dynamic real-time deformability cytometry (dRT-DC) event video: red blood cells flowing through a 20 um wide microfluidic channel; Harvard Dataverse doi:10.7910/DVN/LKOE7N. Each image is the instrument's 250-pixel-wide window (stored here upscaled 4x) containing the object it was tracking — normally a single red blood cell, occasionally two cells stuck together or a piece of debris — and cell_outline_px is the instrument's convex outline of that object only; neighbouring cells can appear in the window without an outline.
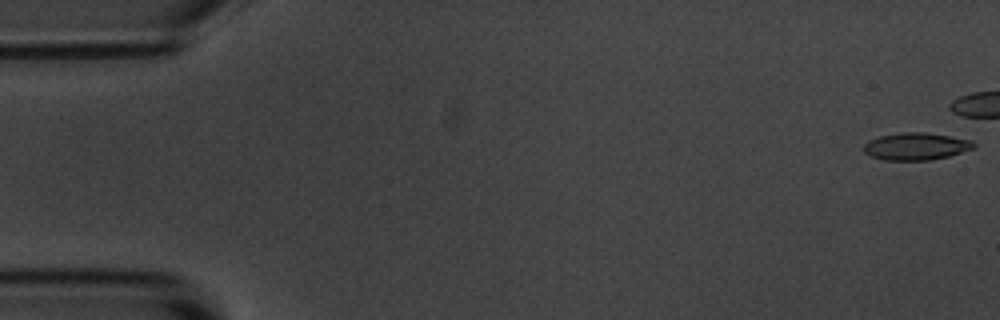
{"species": "common noctule bat (a hibernating species)", "species_latin": "Nyctalus noctula", "temperature_condition": "room temperature", "stored_images_in_passage": 43, "camera_frame_rate_fps": 3000, "um_per_image_px": 0.085, "animal": {"sex": "male", "body_mass_g": 20.1, "forearm_length_mm": 53.5}, "frame": {"image": 1, "passage_image": 1, "time_ms": 0.0, "image_size_px": [1000, 320], "cell_outline_px": [[976, 148], [948, 156], [932, 160], [884, 160], [872, 156], [864, 152], [860, 148], [868, 140], [880, 136], [900, 132], [928, 132], [972, 140], [976, 144]], "centroid_in_image_um": [77.86, 12.43], "position_along_channel_um": 7.1, "area_um2": 17.74}}
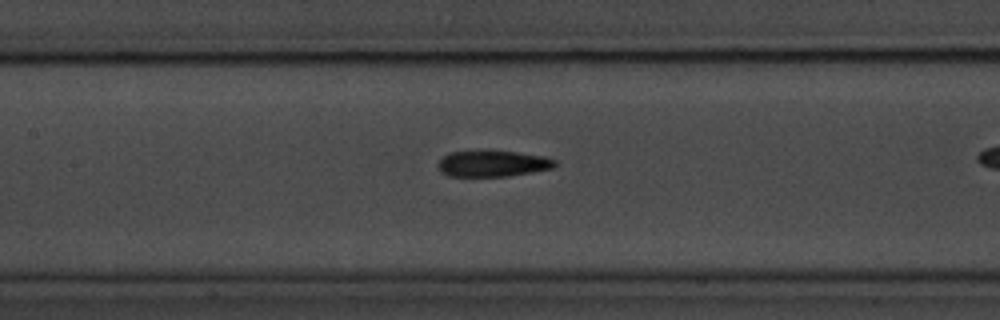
{"frame": {"image": 2, "passage_image": 25, "time_ms": 8.0, "image_size_px": [1000, 320], "cell_outline_px": [[556, 164], [552, 168], [532, 172], [508, 176], [448, 176], [440, 172], [436, 164], [448, 152], [484, 148], [516, 152], [544, 156], [556, 160]], "centroid_in_image_um": [41.81, 13.86], "position_along_channel_um": 165.6, "area_um2": 18.5}}
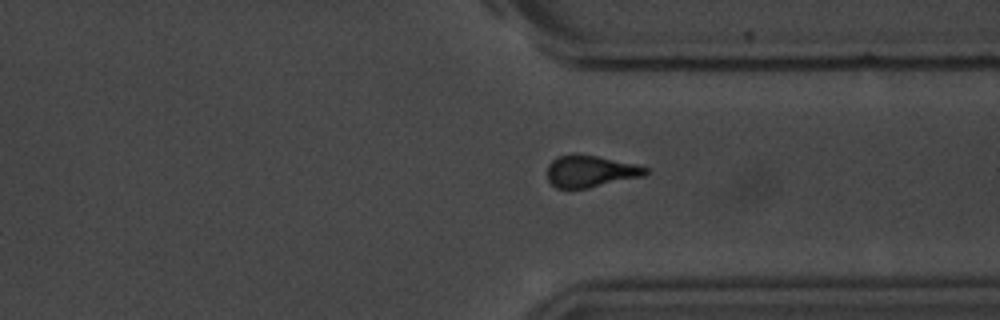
{"frame": {"image": 3, "passage_image": 41, "time_ms": 13.333, "image_size_px": [1000, 320], "cell_outline_px": [[648, 172], [644, 176], [588, 188], [556, 188], [548, 180], [548, 164], [556, 156], [572, 152], [596, 156], [636, 164], [648, 168]], "centroid_in_image_um": [50.16, 14.54], "position_along_channel_um": 361.2, "area_um2": 18.38}}